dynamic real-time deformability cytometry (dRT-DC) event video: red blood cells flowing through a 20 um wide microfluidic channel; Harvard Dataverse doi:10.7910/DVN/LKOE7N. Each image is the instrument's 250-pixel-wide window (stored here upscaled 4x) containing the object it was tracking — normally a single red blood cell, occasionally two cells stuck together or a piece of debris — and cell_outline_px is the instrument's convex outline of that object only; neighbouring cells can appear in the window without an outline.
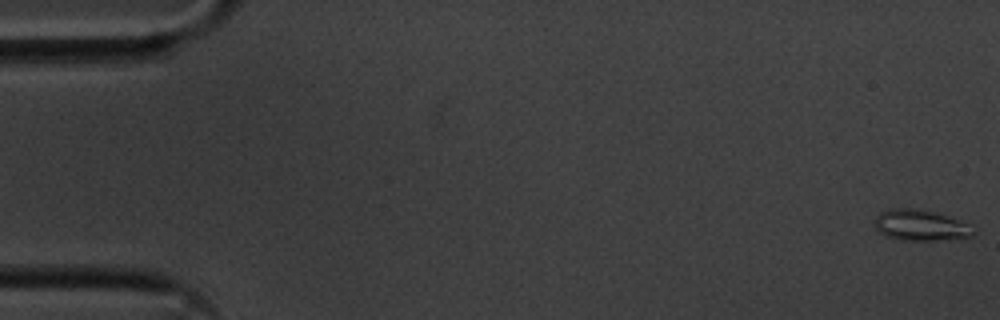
{"species": "common noctule bat (a hibernating species)", "species_latin": "Nyctalus noctula", "temperature_condition": "cold", "stored_images_in_passage": 10, "segment_of_instrument_passage": [1, 2], "camera_frame_rate_fps": 3000, "um_per_image_px": 0.085, "animal": {"sex": "male", "body_mass_g": 20.1, "forearm_length_mm": 53.5}, "frame": {"image": 1, "passage_image": 1, "time_ms": 0.0, "image_size_px": [1000, 320], "cell_outline_px": [[976, 232], [972, 236], [936, 240], [900, 240], [888, 236], [880, 232], [876, 228], [876, 216], [880, 212], [892, 208], [908, 208], [932, 212], [956, 220], [964, 224]], "centroid_in_image_um": [78.17, 19.16], "position_along_channel_um": 6.8, "area_um2": 16.99}}